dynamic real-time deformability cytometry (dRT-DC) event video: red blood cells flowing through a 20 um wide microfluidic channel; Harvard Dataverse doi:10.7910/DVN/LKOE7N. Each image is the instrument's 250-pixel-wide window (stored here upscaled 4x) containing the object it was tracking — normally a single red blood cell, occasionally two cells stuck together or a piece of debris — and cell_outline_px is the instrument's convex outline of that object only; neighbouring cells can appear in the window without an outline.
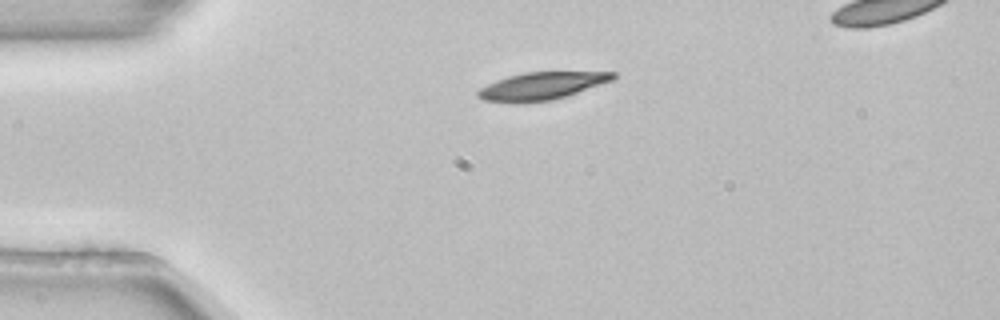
{"species": "common noctule bat (a hibernating species)", "species_latin": "Nyctalus noctula", "temperature_condition": "room temperature", "stored_images_in_passage": 2, "camera_frame_rate_fps": 3000, "um_per_image_px": 0.085, "animal": {"sex": "female", "body_mass_g": 22.7, "forearm_length_mm": 54.2}, "frame": {"image": 1, "passage_image": 1, "time_ms": 0.0, "image_size_px": [1000, 320], "cell_outline_px": [[616, 76], [612, 80], [552, 100], [520, 104], [516, 104], [484, 100], [476, 96], [476, 92], [480, 88], [496, 80], [508, 76], [524, 72], [616, 72]], "centroid_in_image_um": [45.95, 7.32], "position_along_channel_um": 39.0, "area_um2": 21.62}}